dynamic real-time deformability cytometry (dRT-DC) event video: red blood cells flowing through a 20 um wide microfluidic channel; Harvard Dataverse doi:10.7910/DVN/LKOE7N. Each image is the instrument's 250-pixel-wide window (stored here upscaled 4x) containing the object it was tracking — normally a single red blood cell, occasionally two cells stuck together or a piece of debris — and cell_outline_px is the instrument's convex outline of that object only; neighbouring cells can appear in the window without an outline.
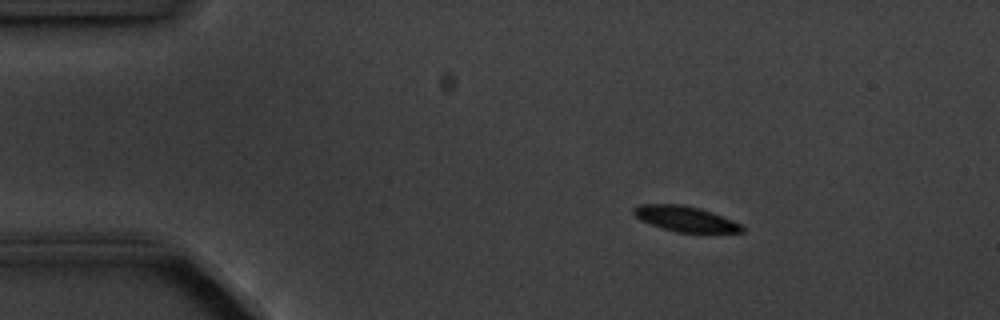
{"species": "common noctule bat (a hibernating species)", "species_latin": "Nyctalus noctula", "temperature_condition": "cold", "stored_images_in_passage": 3, "camera_frame_rate_fps": 3000, "um_per_image_px": 0.085, "animal": {"sex": "male", "body_mass_g": 20.1, "forearm_length_mm": 53.5}, "frame": {"image": 1, "passage_image": 1, "time_ms": 0.0, "image_size_px": [1000, 320], "cell_outline_px": [[744, 232], [676, 232], [640, 220], [632, 212], [632, 208], [640, 204], [684, 204], [700, 208], [712, 212], [732, 220], [740, 224], [744, 228]], "centroid_in_image_um": [58.23, 18.58], "position_along_channel_um": 26.8, "area_um2": 15.9}}